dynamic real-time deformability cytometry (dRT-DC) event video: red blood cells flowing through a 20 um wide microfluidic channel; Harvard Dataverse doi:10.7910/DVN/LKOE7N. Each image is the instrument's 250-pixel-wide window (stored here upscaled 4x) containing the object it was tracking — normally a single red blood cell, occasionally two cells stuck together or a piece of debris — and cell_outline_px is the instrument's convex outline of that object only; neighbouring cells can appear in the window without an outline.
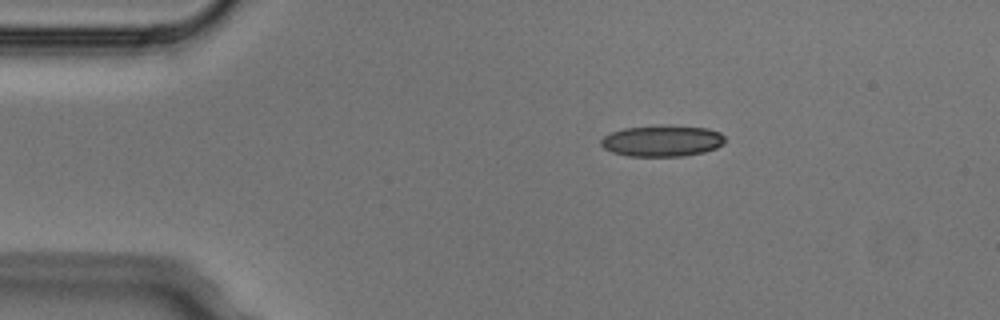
{"species": "Egyptian fruit bat (a non-hibernating species)", "species_latin": "Rousettus aegyptiacus", "temperature_condition": "cold", "stored_images_in_passage": 5, "camera_frame_rate_fps": 3000, "um_per_image_px": 0.085, "animal": {"sex": "male"}, "frame": {"image": 1, "passage_image": 1, "time_ms": 0.0, "image_size_px": [1000, 320], "cell_outline_px": [[724, 144], [716, 148], [704, 152], [684, 156], [628, 156], [612, 152], [604, 148], [600, 144], [600, 140], [604, 136], [612, 132], [624, 128], [660, 124], [708, 128], [720, 132], [724, 136]], "centroid_in_image_um": [56.29, 11.96], "position_along_channel_um": 28.7, "area_um2": 22.89}}
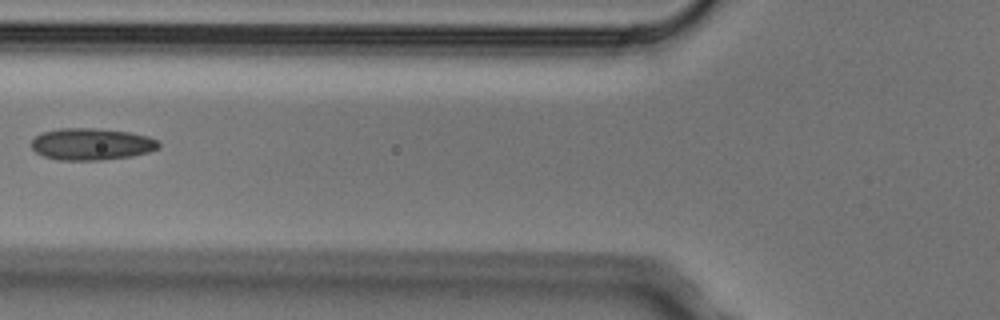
{"frame": {"image": 2, "passage_image": 4, "time_ms": 1.0, "image_size_px": [1000, 320], "cell_outline_px": [[160, 148], [148, 152], [132, 156], [100, 160], [60, 160], [44, 156], [36, 152], [32, 148], [32, 140], [40, 132], [60, 128], [96, 128], [132, 132], [148, 136], [156, 140], [160, 144]], "centroid_in_image_um": [7.79, 12.24], "position_along_channel_um": 118.0, "area_um2": 23.76}}
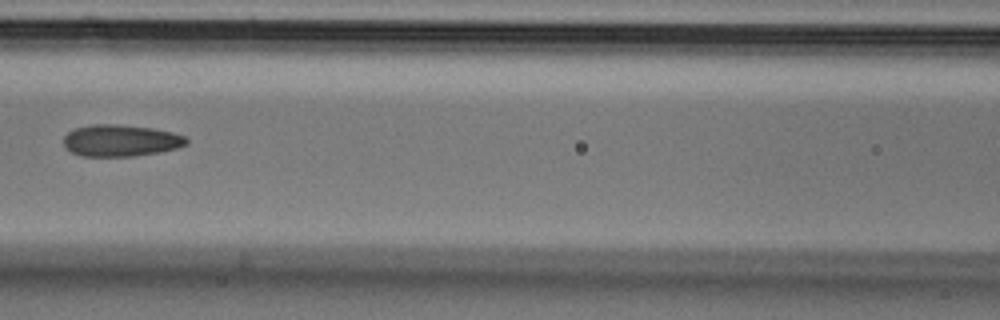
{"frame": {"image": 3, "passage_image": 5, "time_ms": 1.333, "image_size_px": [1000, 320], "cell_outline_px": [[188, 144], [176, 148], [160, 152], [136, 156], [80, 156], [64, 148], [64, 136], [68, 132], [76, 128], [92, 124], [116, 124], [152, 128], [172, 132], [184, 136], [188, 140]], "centroid_in_image_um": [10.25, 11.95], "position_along_channel_um": 156.4, "area_um2": 22.77}}